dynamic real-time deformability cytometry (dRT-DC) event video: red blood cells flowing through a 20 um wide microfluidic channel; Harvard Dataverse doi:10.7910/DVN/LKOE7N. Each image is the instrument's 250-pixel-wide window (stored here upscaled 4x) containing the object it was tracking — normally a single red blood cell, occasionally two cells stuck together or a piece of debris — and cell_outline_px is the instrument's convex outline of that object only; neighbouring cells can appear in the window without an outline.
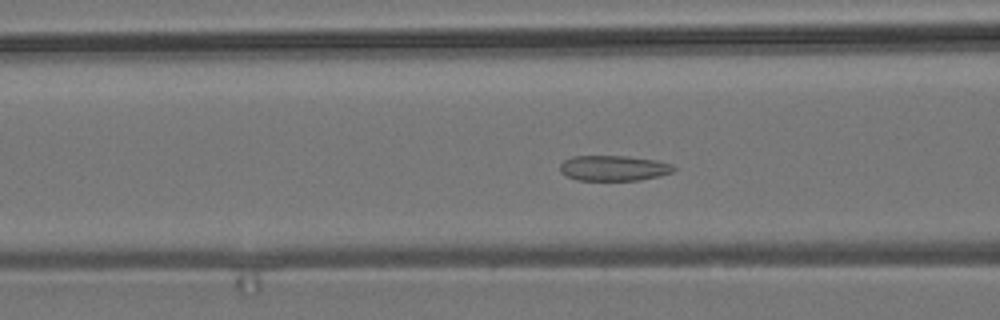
{"species": "common noctule bat (a hibernating species)", "species_latin": "Nyctalus noctula", "temperature_condition": "room temperature", "stored_images_in_passage": 46, "camera_frame_rate_fps": 3000, "um_per_image_px": 0.085, "animal": {"sex": "male", "body_mass_g": 19.2, "forearm_length_mm": 51.8}, "frame": {"image": 1, "passage_image": 12, "time_ms": 3.667, "image_size_px": [1000, 320], "cell_outline_px": [[676, 168], [672, 172], [660, 176], [640, 180], [576, 180], [560, 172], [560, 164], [564, 160], [572, 156], [628, 156], [656, 160], [672, 164]], "centroid_in_image_um": [52.17, 14.29], "position_along_channel_um": 114.4, "area_um2": 16.88}}
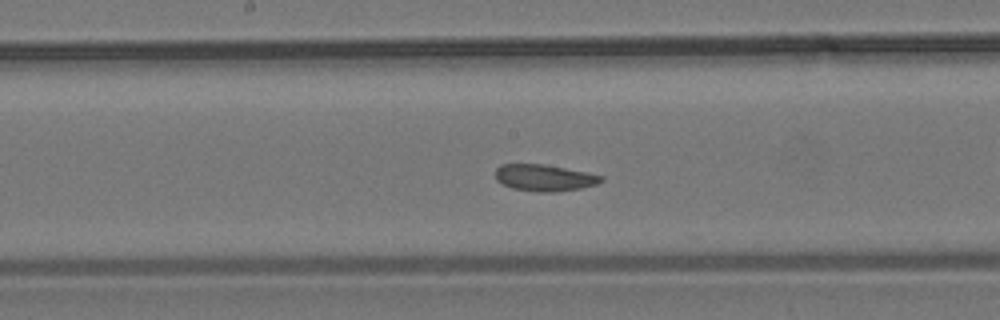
{"frame": {"image": 2, "passage_image": 19, "time_ms": 6.0, "image_size_px": [1000, 320], "cell_outline_px": [[604, 180], [596, 184], [580, 188], [556, 192], [540, 192], [512, 188], [496, 180], [496, 168], [500, 164], [544, 164], [604, 176]], "centroid_in_image_um": [46.26, 15.11], "position_along_channel_um": 201.9, "area_um2": 16.24}}
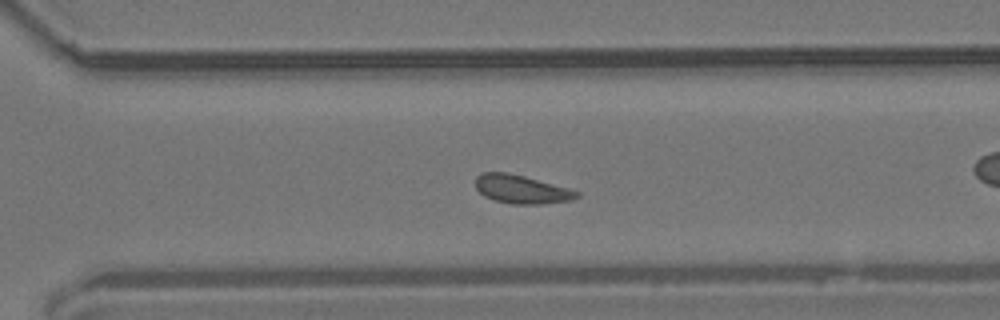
{"frame": {"image": 3, "passage_image": 29, "time_ms": 9.333, "image_size_px": [1000, 320], "cell_outline_px": [[580, 196], [572, 200], [540, 204], [512, 204], [496, 200], [484, 196], [476, 188], [476, 176], [484, 172], [508, 172], [524, 176], [568, 188], [580, 192]], "centroid_in_image_um": [44.33, 16.09], "position_along_channel_um": 326.3, "area_um2": 16.7}, "authors_computed_cell_mechanics": {"area_um2": 16.7042, "velocity_mm_per_s": 3.7482, "shape_relaxation_time_tau1_ms": null, "shape_relaxation_time_tau2_ms": 2.4146, "deformation_change_tau1": null, "deformation_change_tau2": 0.0807}}